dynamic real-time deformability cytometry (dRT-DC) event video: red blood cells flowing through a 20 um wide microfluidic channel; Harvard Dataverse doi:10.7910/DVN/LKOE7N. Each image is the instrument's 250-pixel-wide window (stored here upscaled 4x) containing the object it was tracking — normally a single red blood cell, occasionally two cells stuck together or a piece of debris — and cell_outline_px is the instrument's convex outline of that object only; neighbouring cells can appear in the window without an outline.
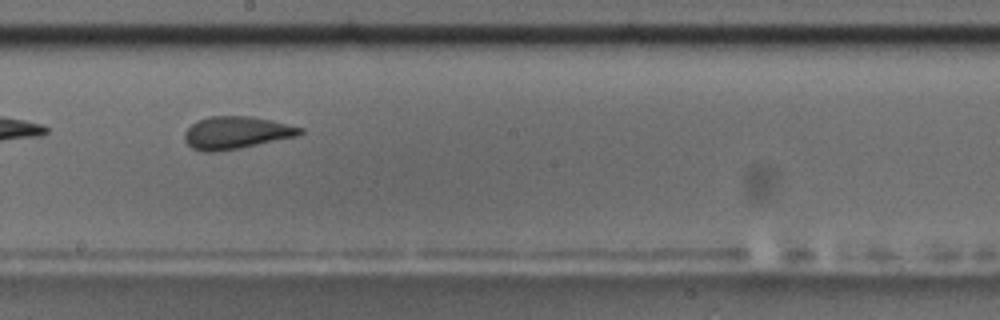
{"species": "common noctule bat (a hibernating species)", "species_latin": "Nyctalus noctula", "temperature_condition": "room temperature", "stored_images_in_passage": 10, "camera_frame_rate_fps": 3000, "um_per_image_px": 0.085, "animal": {"sex": "male", "body_mass_g": 17.5, "forearm_length_mm": 52.3}, "frame": {"image": 1, "passage_image": 9, "time_ms": 9.333, "image_size_px": [1000, 320], "cell_outline_px": [[304, 132], [296, 136], [240, 148], [216, 152], [204, 152], [192, 148], [184, 140], [184, 132], [192, 124], [208, 116], [252, 116], [272, 120], [304, 128]], "centroid_in_image_um": [20.07, 11.28], "position_along_channel_um": 228.1, "area_um2": 21.85}}